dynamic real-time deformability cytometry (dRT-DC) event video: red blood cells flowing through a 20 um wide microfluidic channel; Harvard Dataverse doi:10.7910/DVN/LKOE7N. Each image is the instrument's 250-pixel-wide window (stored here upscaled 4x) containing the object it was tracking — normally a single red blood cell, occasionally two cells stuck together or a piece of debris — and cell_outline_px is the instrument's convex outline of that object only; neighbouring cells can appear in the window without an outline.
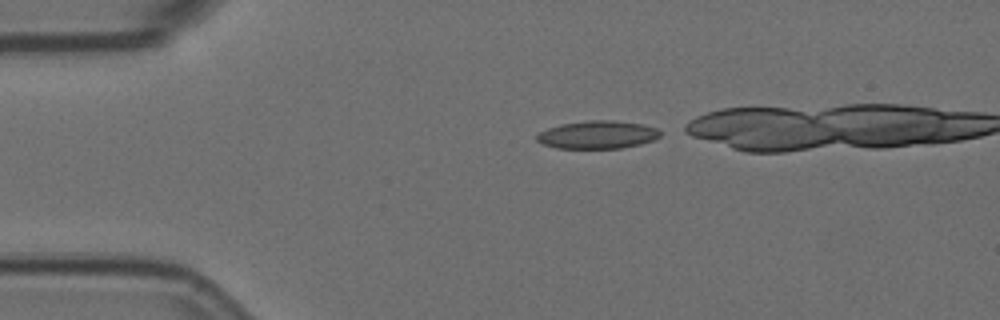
{"species": "Egyptian fruit bat (a non-hibernating species)", "species_latin": "Rousettus aegyptiacus", "temperature_condition": "room temperature", "stored_images_in_passage": 31, "camera_frame_rate_fps": 3000, "um_per_image_px": 0.085, "animal": {"sex": "female"}, "frame": {"image": 1, "passage_image": 1, "time_ms": 0.0, "image_size_px": [1000, 320], "cell_outline_px": [[660, 136], [656, 140], [640, 144], [620, 148], [556, 148], [544, 144], [536, 140], [536, 136], [540, 132], [548, 128], [560, 124], [588, 120], [616, 120], [644, 124], [656, 128], [660, 132]], "centroid_in_image_um": [50.82, 11.44], "position_along_channel_um": 34.2, "area_um2": 20.17}}
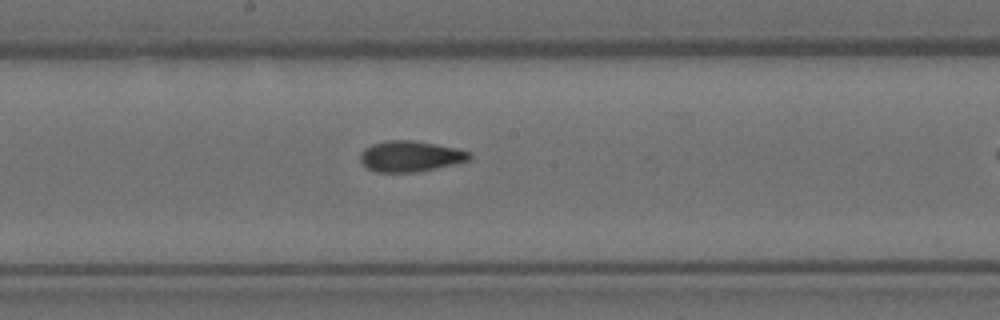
{"frame": {"image": 2, "passage_image": 19, "time_ms": 6.0, "image_size_px": [1000, 320], "cell_outline_px": [[472, 156], [468, 160], [416, 172], [376, 172], [368, 168], [360, 160], [360, 152], [364, 148], [372, 144], [388, 140], [412, 140], [456, 148], [468, 152]], "centroid_in_image_um": [34.82, 13.27], "position_along_channel_um": 213.4, "area_um2": 19.25}}
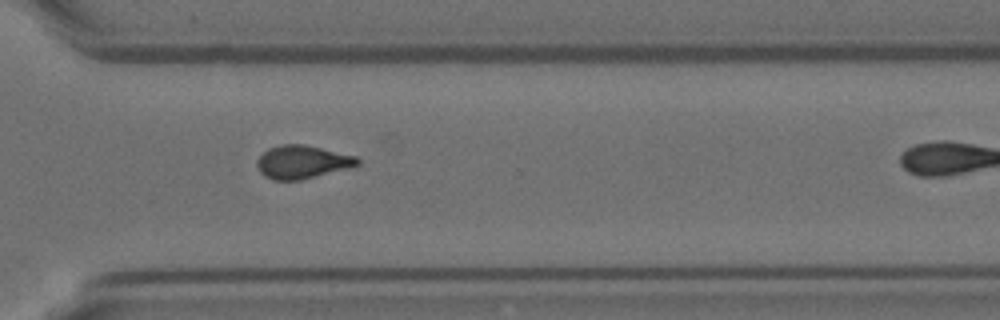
{"frame": {"image": 3, "passage_image": 30, "time_ms": 9.667, "image_size_px": [1000, 320], "cell_outline_px": [[360, 164], [348, 168], [300, 180], [272, 180], [264, 176], [260, 172], [256, 164], [256, 160], [268, 148], [280, 144], [304, 144], [356, 156], [360, 160]], "centroid_in_image_um": [25.66, 13.76], "position_along_channel_um": 344.9, "area_um2": 19.42}}